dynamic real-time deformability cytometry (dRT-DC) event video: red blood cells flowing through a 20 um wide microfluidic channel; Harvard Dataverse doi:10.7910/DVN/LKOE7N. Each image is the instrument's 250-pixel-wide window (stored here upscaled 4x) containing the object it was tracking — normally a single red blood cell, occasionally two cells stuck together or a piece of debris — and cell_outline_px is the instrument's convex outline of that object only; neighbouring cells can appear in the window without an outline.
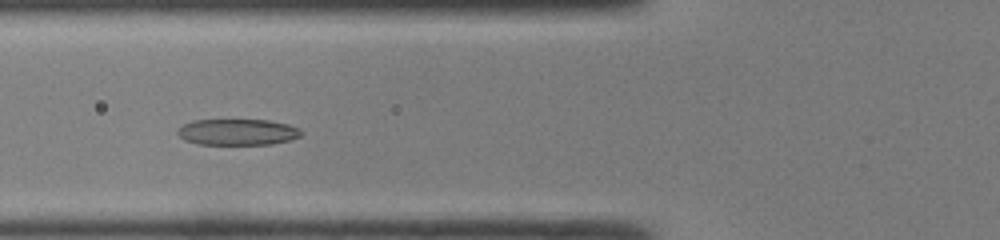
{"species": "common noctule bat (a hibernating species)", "species_latin": "Nyctalus noctula", "temperature_condition": "room temperature", "stored_images_in_passage": 36, "camera_frame_rate_fps": 3000, "um_per_image_px": 0.085, "animal": {"sex": "male", "body_mass_g": 19.0, "forearm_length_mm": 50.8}, "frame": {"image": 1, "passage_image": 7, "time_ms": 2.0, "image_size_px": [1000, 240], "cell_outline_px": [[300, 136], [292, 140], [272, 144], [196, 144], [184, 140], [176, 132], [184, 124], [192, 120], [268, 120], [288, 124], [300, 128]], "centroid_in_image_um": [20.2, 11.22], "position_along_channel_um": 105.6, "area_um2": 18.84}}
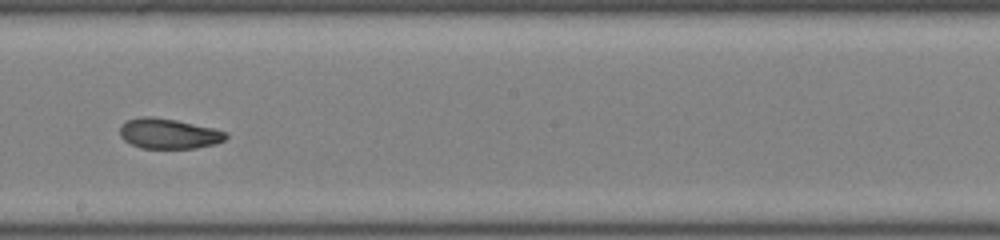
{"frame": {"image": 2, "passage_image": 16, "time_ms": 5.0, "image_size_px": [1000, 240], "cell_outline_px": [[228, 136], [224, 140], [216, 144], [196, 148], [140, 148], [124, 140], [120, 136], [120, 124], [128, 120], [140, 116], [152, 116], [176, 120], [212, 128], [228, 132]], "centroid_in_image_um": [14.33, 11.35], "position_along_channel_um": 233.9, "area_um2": 18.73}}
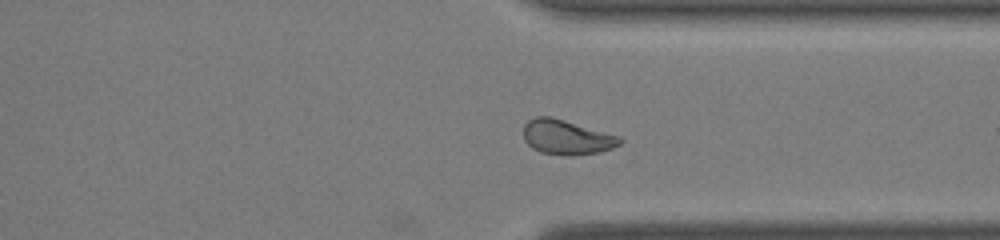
{"frame": {"image": 3, "passage_image": 25, "time_ms": 8.0, "image_size_px": [1000, 240], "cell_outline_px": [[624, 140], [620, 144], [612, 148], [600, 152], [572, 156], [568, 156], [540, 152], [532, 148], [524, 140], [524, 124], [528, 120], [536, 116], [552, 116], [620, 136]], "centroid_in_image_um": [48.17, 11.66], "position_along_channel_um": 363.2, "area_um2": 19.71}, "authors_computed_cell_mechanics": {"area_um2": 19.5942, "velocity_mm_per_s": 4.2824, "shape_relaxation_time_tau1_ms": null, "shape_relaxation_time_tau2_ms": 2.3316, "deformation_change_tau1": null, "deformation_change_tau2": 0.0719}}